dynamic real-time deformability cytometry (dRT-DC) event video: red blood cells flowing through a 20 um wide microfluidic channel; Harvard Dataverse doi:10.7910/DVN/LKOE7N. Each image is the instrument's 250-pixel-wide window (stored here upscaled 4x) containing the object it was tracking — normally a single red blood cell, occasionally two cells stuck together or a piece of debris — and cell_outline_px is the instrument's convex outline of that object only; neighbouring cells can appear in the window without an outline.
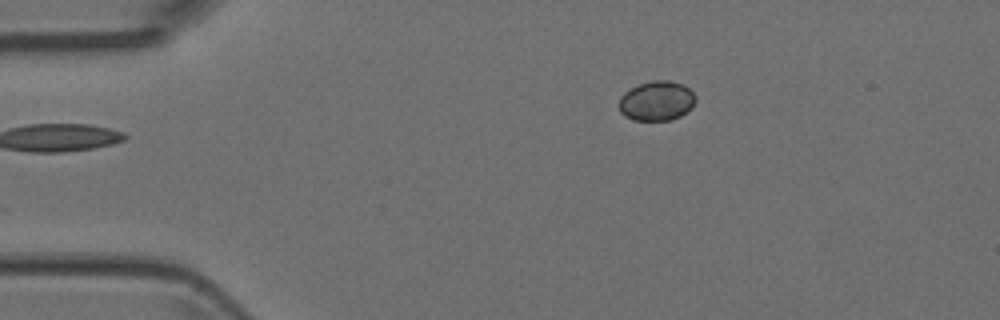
{"species": "Egyptian fruit bat (a non-hibernating species)", "species_latin": "Rousettus aegyptiacus", "temperature_condition": "room temperature", "stored_images_in_passage": 5, "camera_frame_rate_fps": 3000, "um_per_image_px": 0.085, "animal": {"sex": "female"}, "frame": {"image": 1, "passage_image": 1, "time_ms": 0.0, "image_size_px": [1000, 320], "cell_outline_px": [[696, 100], [692, 108], [680, 116], [668, 120], [632, 120], [624, 116], [620, 112], [620, 96], [624, 92], [640, 84], [652, 80], [668, 80], [684, 84], [696, 96]], "centroid_in_image_um": [55.83, 8.57], "position_along_channel_um": 29.2, "area_um2": 17.74}}
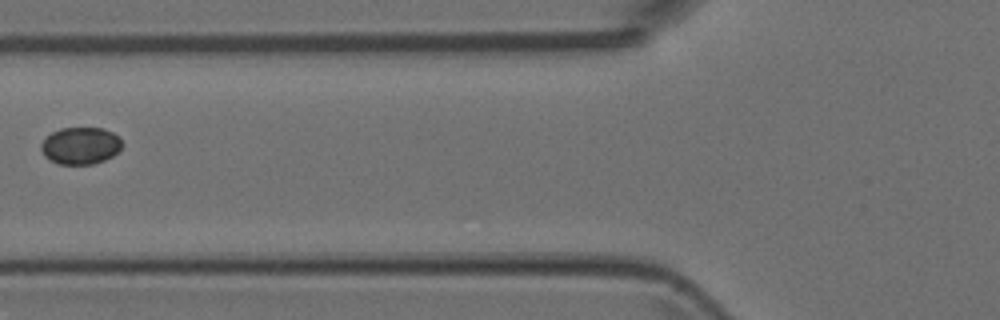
{"frame": {"image": 2, "passage_image": 4, "time_ms": 1.0, "image_size_px": [1000, 320], "cell_outline_px": [[124, 144], [112, 156], [104, 160], [92, 164], [60, 164], [44, 156], [40, 148], [40, 144], [52, 132], [60, 128], [104, 128], [112, 132]], "centroid_in_image_um": [6.83, 12.38], "position_along_channel_um": 119.0, "area_um2": 17.34}}
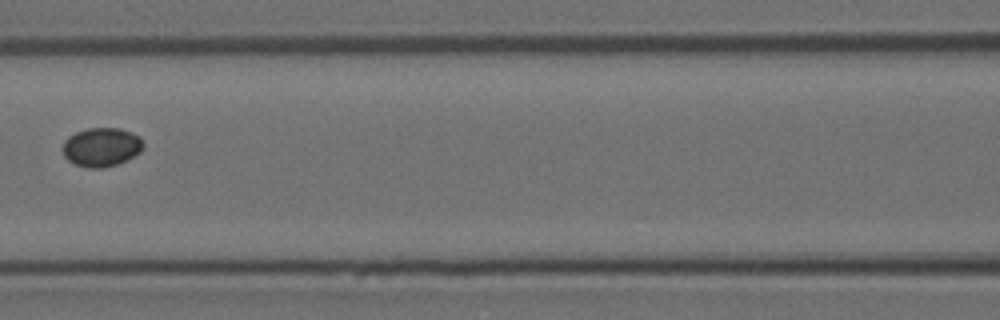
{"frame": {"image": 3, "passage_image": 5, "time_ms": 1.333, "image_size_px": [1000, 320], "cell_outline_px": [[144, 148], [140, 152], [116, 164], [100, 168], [88, 168], [76, 164], [68, 160], [64, 156], [64, 140], [68, 136], [76, 132], [88, 128], [120, 128], [132, 132], [140, 136], [144, 144]], "centroid_in_image_um": [8.64, 12.48], "position_along_channel_um": 158.0, "area_um2": 18.15}}